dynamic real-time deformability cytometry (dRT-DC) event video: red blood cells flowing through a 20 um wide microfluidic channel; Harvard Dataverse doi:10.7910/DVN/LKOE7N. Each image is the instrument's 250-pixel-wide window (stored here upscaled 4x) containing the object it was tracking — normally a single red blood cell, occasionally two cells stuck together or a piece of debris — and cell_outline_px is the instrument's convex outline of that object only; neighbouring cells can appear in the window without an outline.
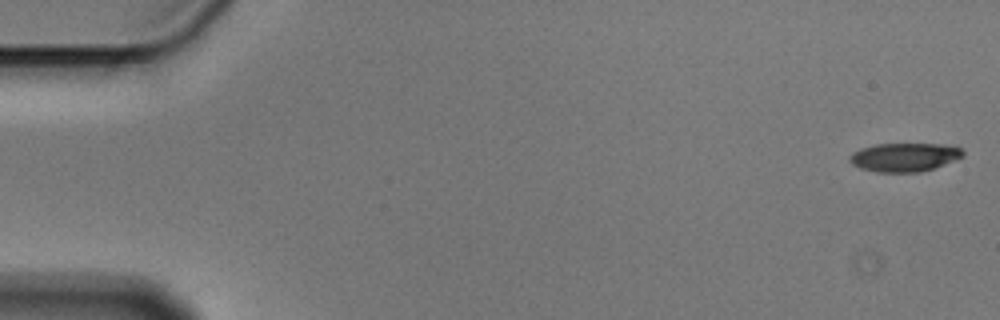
{"species": "Egyptian fruit bat (a non-hibernating species)", "species_latin": "Rousettus aegyptiacus", "temperature_condition": "cold", "stored_images_in_passage": 5, "camera_frame_rate_fps": 3000, "um_per_image_px": 0.085, "animal": {"sex": "male"}, "frame": {"image": 1, "passage_image": 1, "time_ms": 0.0, "image_size_px": [1000, 320], "cell_outline_px": [[964, 156], [944, 164], [920, 172], [876, 172], [860, 168], [852, 164], [848, 160], [848, 156], [852, 152], [860, 148], [876, 144], [940, 144], [960, 148], [964, 152]], "centroid_in_image_um": [76.82, 13.36], "position_along_channel_um": 8.2, "area_um2": 18.84}}
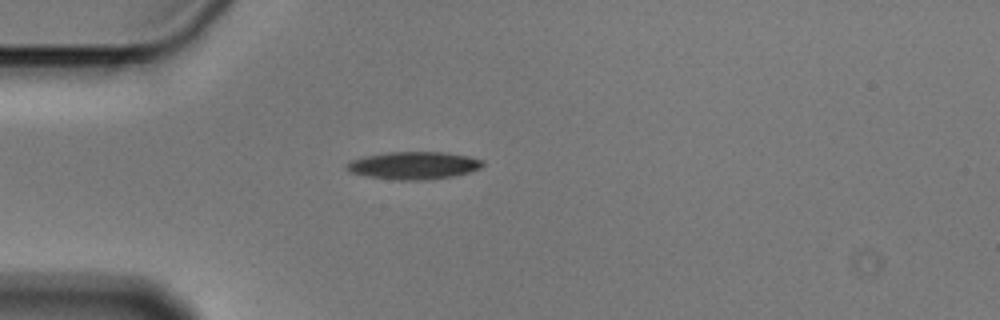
{"frame": {"image": 2, "passage_image": 5, "time_ms": 1.333, "image_size_px": [1000, 320], "cell_outline_px": [[484, 164], [480, 168], [468, 172], [452, 176], [428, 180], [400, 180], [364, 176], [348, 172], [348, 164], [352, 160], [364, 156], [388, 152], [448, 152], [468, 156], [484, 160]], "centroid_in_image_um": [35.18, 14.06], "position_along_channel_um": 49.8, "area_um2": 21.85}}